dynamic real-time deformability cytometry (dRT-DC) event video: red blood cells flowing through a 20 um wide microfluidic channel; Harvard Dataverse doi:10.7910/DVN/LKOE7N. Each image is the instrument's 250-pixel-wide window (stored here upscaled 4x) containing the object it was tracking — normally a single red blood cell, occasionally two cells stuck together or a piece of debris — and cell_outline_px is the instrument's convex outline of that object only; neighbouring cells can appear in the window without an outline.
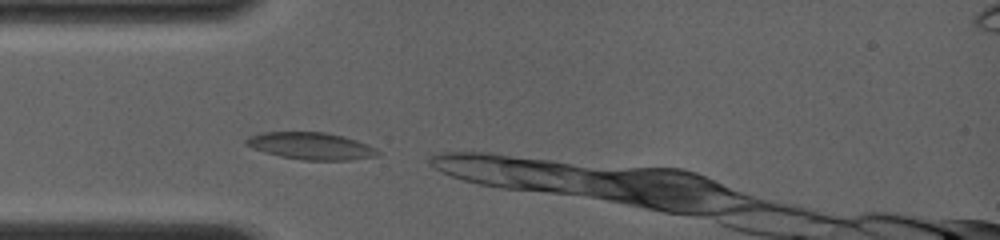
{"species": "common noctule bat (a hibernating species)", "species_latin": "Nyctalus noctula", "temperature_condition": "room temperature", "stored_images_in_passage": 17, "camera_frame_rate_fps": 4000, "um_per_image_px": 0.085, "animal": {"sex": "female", "body_mass_g": 19.0, "forearm_length_mm": 56.7}, "frame": {"image": 1, "passage_image": 1, "time_ms": 0.0, "image_size_px": [1000, 240], "cell_outline_px": [[380, 152], [376, 156], [348, 160], [300, 160], [280, 156], [264, 152], [252, 148], [244, 144], [244, 140], [248, 136], [264, 132], [324, 132], [344, 136], [368, 144], [376, 148]], "centroid_in_image_um": [26.41, 12.4], "position_along_channel_um": 58.6, "area_um2": 20.87}}